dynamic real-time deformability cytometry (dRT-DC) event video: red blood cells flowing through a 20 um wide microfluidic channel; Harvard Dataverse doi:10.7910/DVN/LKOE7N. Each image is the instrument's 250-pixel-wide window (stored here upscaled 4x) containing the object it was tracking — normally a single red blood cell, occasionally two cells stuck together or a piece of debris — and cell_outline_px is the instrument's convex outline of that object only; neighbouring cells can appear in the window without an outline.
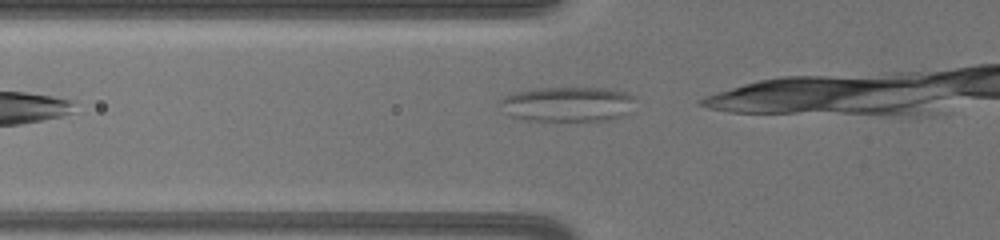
{"species": "common noctule bat (a hibernating species)", "species_latin": "Nyctalus noctula", "temperature_condition": "warm", "stored_images_in_passage": 13, "camera_frame_rate_fps": 3000, "um_per_image_px": 0.085, "animal": {"sex": "female", "body_mass_g": 19.5, "forearm_length_mm": 54.1}, "frame": {"image": 1, "passage_image": 8, "time_ms": 2.333, "image_size_px": [1000, 240], "cell_outline_px": [[632, 100], [628, 112], [620, 116], [608, 120], [528, 120], [512, 116], [496, 108], [496, 104], [504, 96], [516, 92], [536, 88], [608, 88], [624, 92], [632, 96]], "centroid_in_image_um": [48.13, 8.84], "position_along_channel_um": 77.7, "area_um2": 27.28}}